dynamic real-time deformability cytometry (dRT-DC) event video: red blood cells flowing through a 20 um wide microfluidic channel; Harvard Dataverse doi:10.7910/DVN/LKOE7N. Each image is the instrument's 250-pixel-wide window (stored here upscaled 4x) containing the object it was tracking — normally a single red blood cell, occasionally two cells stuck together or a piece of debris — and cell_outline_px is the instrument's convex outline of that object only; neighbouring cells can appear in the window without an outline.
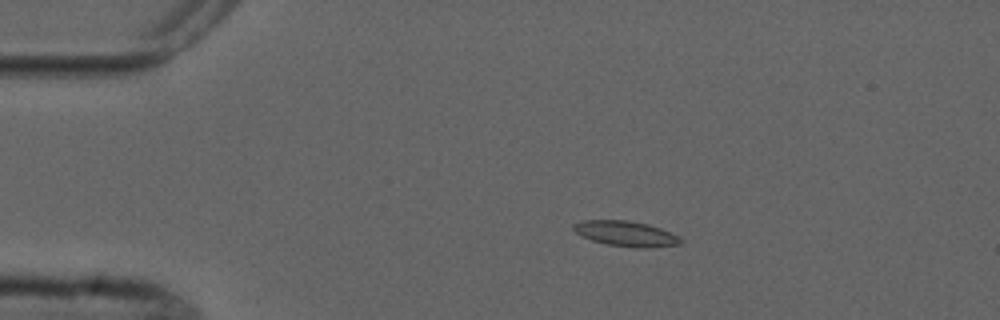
{"species": "common noctule bat (a hibernating species)", "species_latin": "Nyctalus noctula", "temperature_condition": "cold", "stored_images_in_passage": 9, "camera_frame_rate_fps": 3000, "um_per_image_px": 0.085, "animal": {"sex": "male", "forearm_length_mm": 52.5}, "frame": {"image": 1, "passage_image": 3, "time_ms": 2.667, "image_size_px": [1000, 320], "cell_outline_px": [[684, 244], [652, 248], [636, 248], [604, 244], [580, 236], [572, 228], [572, 224], [584, 220], [628, 220], [648, 224], [660, 228], [680, 236], [684, 240]], "centroid_in_image_um": [53.25, 19.87], "position_along_channel_um": 31.8, "area_um2": 16.18}}
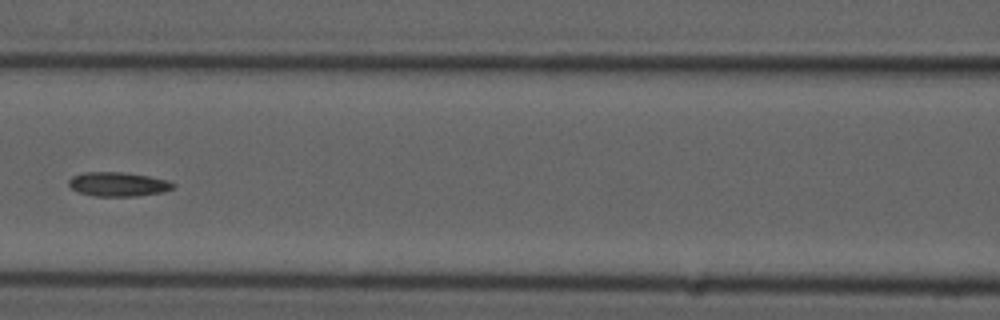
{"frame": {"image": 2, "passage_image": 7, "time_ms": 7.333, "image_size_px": [1000, 320], "cell_outline_px": [[176, 188], [164, 192], [136, 196], [96, 196], [80, 192], [72, 188], [68, 184], [68, 180], [72, 176], [84, 172], [124, 172], [148, 176], [168, 180], [176, 184]], "centroid_in_image_um": [10.09, 15.65], "position_along_channel_um": 156.5, "area_um2": 14.8}}
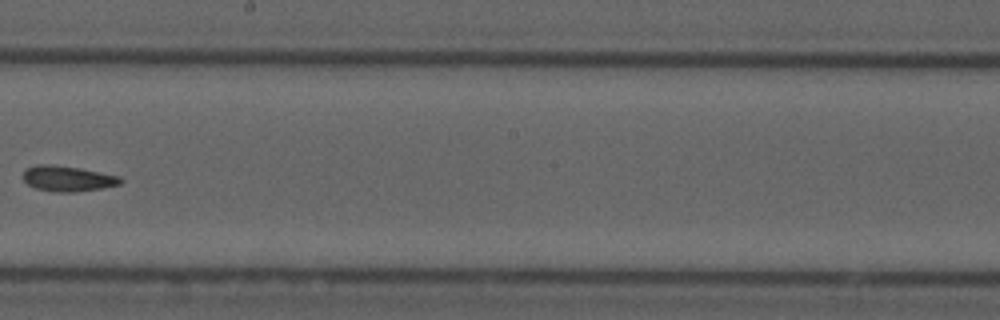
{"frame": {"image": 3, "passage_image": 9, "time_ms": 9.667, "image_size_px": [1000, 320], "cell_outline_px": [[124, 180], [120, 184], [100, 188], [76, 192], [56, 192], [36, 188], [28, 184], [24, 180], [24, 172], [28, 168], [36, 164], [52, 164], [80, 168], [120, 176]], "centroid_in_image_um": [5.77, 15.17], "position_along_channel_um": 242.4, "area_um2": 14.39}}